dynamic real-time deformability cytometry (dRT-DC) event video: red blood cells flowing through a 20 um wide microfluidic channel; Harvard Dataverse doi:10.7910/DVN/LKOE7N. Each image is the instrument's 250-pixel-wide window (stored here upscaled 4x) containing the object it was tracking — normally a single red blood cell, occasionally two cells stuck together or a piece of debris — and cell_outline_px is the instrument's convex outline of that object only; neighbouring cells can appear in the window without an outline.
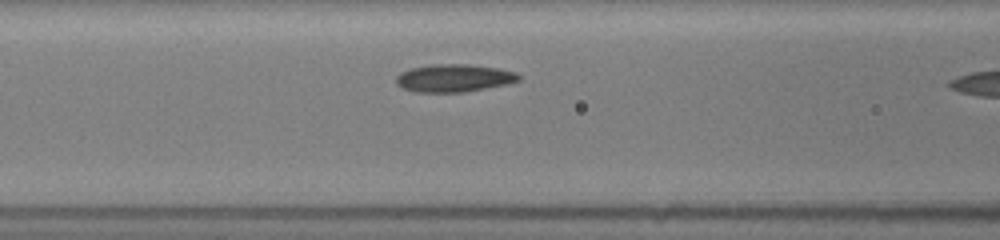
{"species": "common noctule bat (a hibernating species)", "species_latin": "Nyctalus noctula", "temperature_condition": "room temperature", "stored_images_in_passage": 10, "camera_frame_rate_fps": 3000, "um_per_image_px": 0.085, "animal": {"sex": "female", "body_mass_g": 19.5, "forearm_length_mm": 54.1}, "frame": {"image": 1, "passage_image": 9, "time_ms": 2.667, "image_size_px": [1000, 240], "cell_outline_px": [[520, 80], [508, 84], [464, 92], [416, 92], [404, 88], [396, 84], [396, 76], [400, 72], [412, 68], [432, 64], [468, 64], [496, 68], [516, 72], [520, 76]], "centroid_in_image_um": [38.58, 6.63], "position_along_channel_um": 128.0, "area_um2": 19.77}}